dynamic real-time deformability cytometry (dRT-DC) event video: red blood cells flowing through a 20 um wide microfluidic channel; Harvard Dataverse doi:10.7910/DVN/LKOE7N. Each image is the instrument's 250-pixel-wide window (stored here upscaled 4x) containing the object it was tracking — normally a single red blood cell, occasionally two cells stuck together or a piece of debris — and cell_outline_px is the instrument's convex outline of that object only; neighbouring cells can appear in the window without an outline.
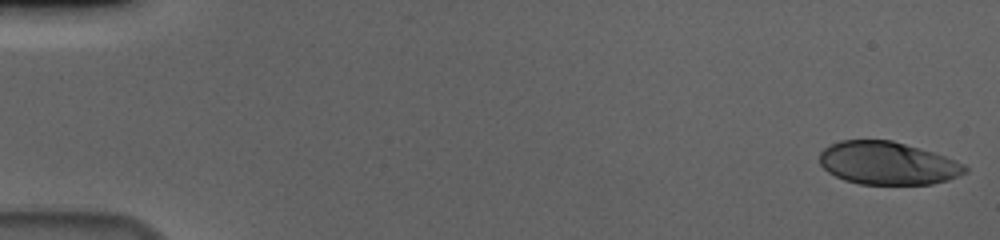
{"species": "human", "species_latin": "Homo sapiens", "temperature_condition": "cold", "stored_images_in_passage": 57, "camera_frame_rate_fps": 3000, "um_per_image_px": 0.085, "donor": {"sex": "male"}, "frame": {"image": 1, "passage_image": 1, "time_ms": 0.0, "image_size_px": [1000, 240], "cell_outline_px": [[968, 172], [948, 180], [932, 184], [860, 184], [844, 180], [828, 172], [820, 164], [820, 152], [824, 148], [840, 140], [892, 140], [932, 152], [956, 160], [964, 164], [968, 168]], "centroid_in_image_um": [75.45, 13.88], "position_along_channel_um": 9.5, "area_um2": 36.3}}
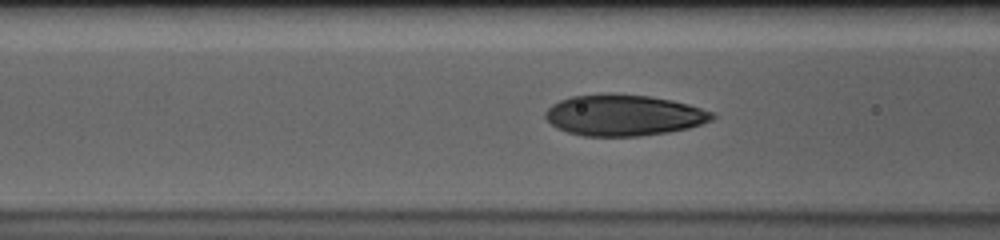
{"frame": {"image": 2, "passage_image": 23, "time_ms": 7.333, "image_size_px": [1000, 240], "cell_outline_px": [[716, 116], [712, 120], [688, 128], [668, 132], [640, 136], [584, 136], [568, 132], [556, 128], [544, 116], [544, 112], [552, 104], [560, 100], [572, 96], [600, 92], [612, 92], [648, 96], [672, 100], [688, 104], [716, 112]], "centroid_in_image_um": [53.01, 9.77], "position_along_channel_um": 113.6, "area_um2": 40.46}}
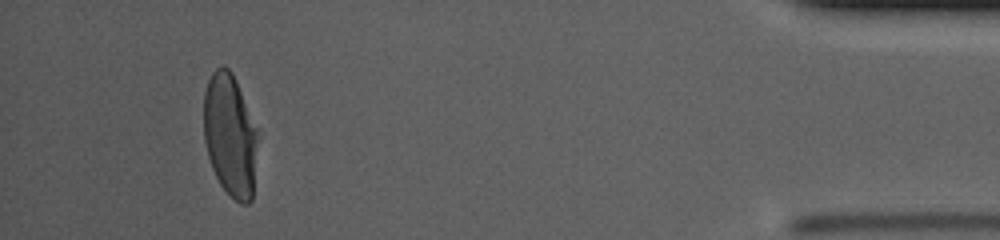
{"frame": {"image": 3, "passage_image": 53, "time_ms": 17.333, "image_size_px": [1000, 240], "cell_outline_px": [[256, 140], [252, 200], [248, 204], [240, 204], [220, 184], [212, 168], [208, 156], [204, 140], [204, 92], [208, 80], [212, 72], [220, 64], [224, 64], [232, 72], [236, 80], [256, 128]], "centroid_in_image_um": [19.52, 11.45], "position_along_channel_um": 415.7, "area_um2": 38.09}, "authors_computed_cell_mechanics": {"area_um2": 39.9398, "velocity_mm_per_s": 3.6374, "shape_relaxation_time_tau1_ms": 4.0789, "shape_relaxation_time_tau2_ms": null, "deformation_change_tau1": 0.1981, "deformation_change_tau2": null}}